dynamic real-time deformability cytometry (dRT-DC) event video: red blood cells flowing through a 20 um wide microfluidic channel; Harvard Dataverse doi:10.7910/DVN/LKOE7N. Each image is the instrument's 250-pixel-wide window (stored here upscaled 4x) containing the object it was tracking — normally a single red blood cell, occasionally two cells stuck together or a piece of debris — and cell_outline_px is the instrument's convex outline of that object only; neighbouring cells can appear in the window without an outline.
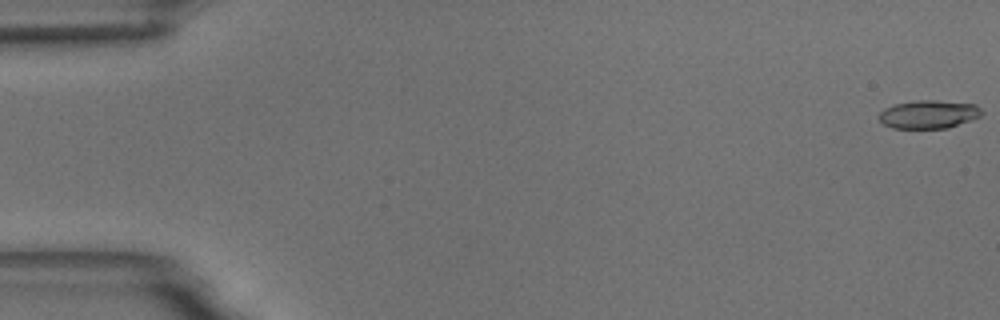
{"species": "common noctule bat (a hibernating species)", "species_latin": "Nyctalus noctula", "temperature_condition": "room temperature", "stored_images_in_passage": 56, "camera_frame_rate_fps": 3000, "um_per_image_px": 0.085, "animal": {"sex": "male", "body_mass_g": 18.8}, "frame": {"image": 1, "passage_image": 1, "time_ms": 0.0, "image_size_px": [1000, 320], "cell_outline_px": [[984, 112], [980, 116], [948, 128], [892, 128], [884, 124], [880, 120], [880, 112], [884, 108], [892, 104], [916, 100], [936, 100], [976, 104]], "centroid_in_image_um": [78.93, 9.7], "position_along_channel_um": 6.1, "area_um2": 16.94}}
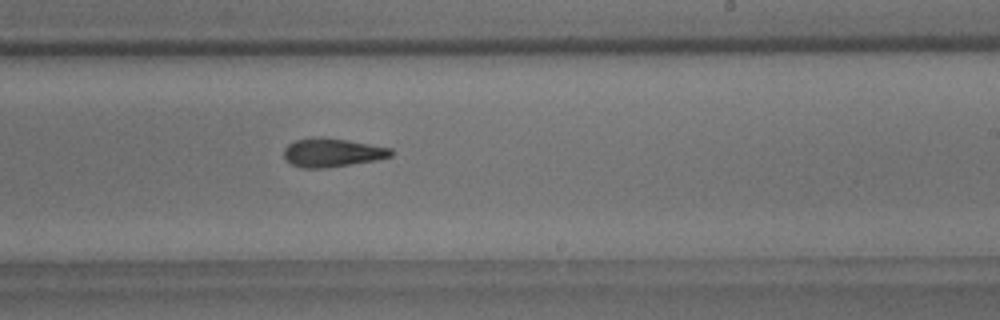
{"frame": {"image": 2, "passage_image": 34, "time_ms": 11.0, "image_size_px": [1000, 320], "cell_outline_px": [[392, 156], [376, 160], [324, 168], [300, 168], [292, 164], [284, 156], [284, 148], [288, 144], [296, 140], [312, 136], [320, 136], [348, 140], [392, 148]], "centroid_in_image_um": [28.22, 12.95], "position_along_channel_um": 260.8, "area_um2": 17.92}}
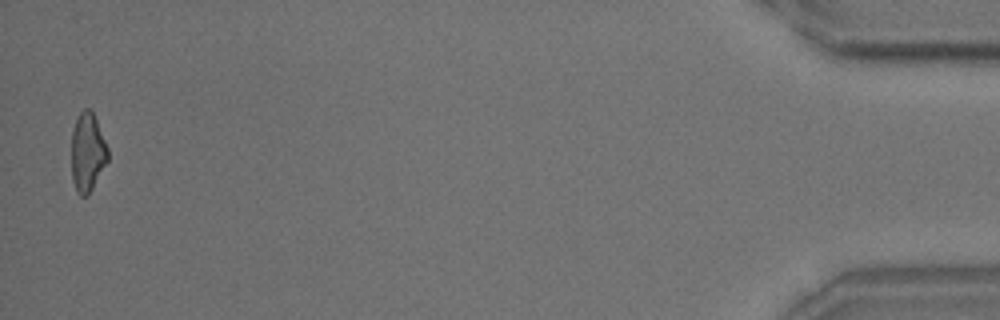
{"frame": {"image": 3, "passage_image": 55, "time_ms": 18.0, "image_size_px": [1000, 320], "cell_outline_px": [[108, 160], [88, 196], [80, 196], [76, 192], [72, 180], [72, 132], [76, 120], [80, 112], [84, 108], [88, 108], [92, 112], [96, 120], [108, 148]], "centroid_in_image_um": [7.43, 12.98], "position_along_channel_um": 427.8, "area_um2": 16.59}, "authors_computed_cell_mechanics": {"area_um2": 17.6579, "velocity_mm_per_s": 3.6799, "shape_relaxation_time_tau1_ms": null, "shape_relaxation_time_tau2_ms": 5.0163, "deformation_change_tau1": null, "deformation_change_tau2": 0.1411}}